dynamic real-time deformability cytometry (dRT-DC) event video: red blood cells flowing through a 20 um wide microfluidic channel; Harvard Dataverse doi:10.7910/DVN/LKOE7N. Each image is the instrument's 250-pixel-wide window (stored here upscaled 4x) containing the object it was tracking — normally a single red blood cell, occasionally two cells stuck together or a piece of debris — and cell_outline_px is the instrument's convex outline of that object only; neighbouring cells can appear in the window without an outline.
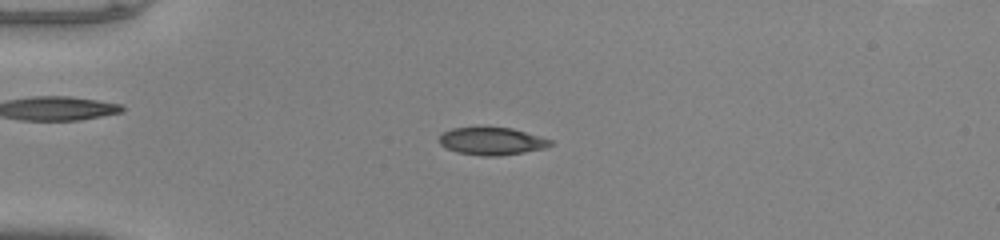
{"species": "common noctule bat (a hibernating species)", "species_latin": "Nyctalus noctula", "temperature_condition": "warm", "stored_images_in_passage": 51, "camera_frame_rate_fps": 3000, "um_per_image_px": 0.085, "animal": {"sex": "male", "body_mass_g": 20.0, "forearm_length_mm": 53.3}, "frame": {"image": 1, "passage_image": 14, "time_ms": 4.333, "image_size_px": [1000, 240], "cell_outline_px": [[552, 144], [544, 148], [524, 152], [500, 156], [484, 156], [456, 152], [440, 144], [440, 136], [444, 132], [452, 128], [512, 128], [552, 140]], "centroid_in_image_um": [41.81, 12.01], "position_along_channel_um": 43.2, "area_um2": 17.51}}
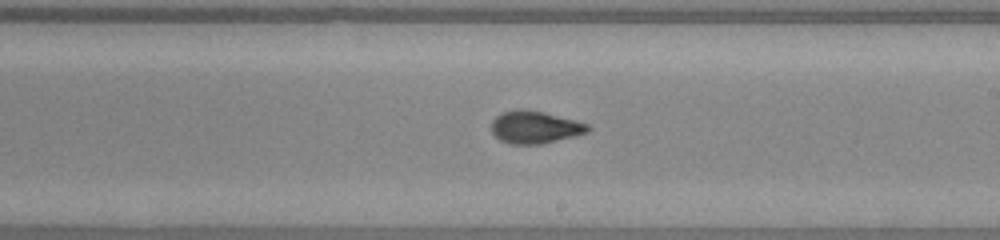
{"frame": {"image": 2, "passage_image": 31, "time_ms": 10.0, "image_size_px": [1000, 240], "cell_outline_px": [[592, 128], [588, 132], [540, 144], [512, 144], [500, 140], [492, 132], [492, 120], [496, 116], [504, 112], [544, 112], [588, 124]], "centroid_in_image_um": [45.49, 10.85], "position_along_channel_um": 243.5, "area_um2": 17.4}}
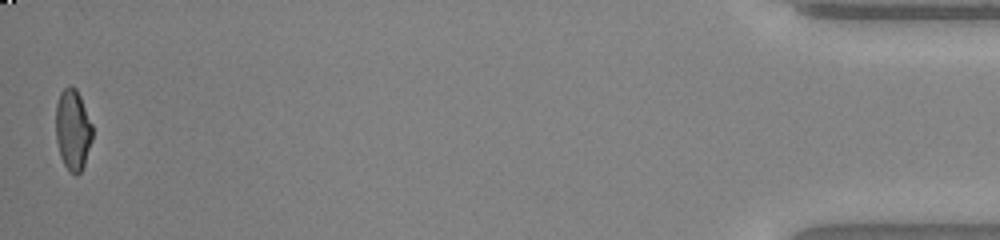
{"frame": {"image": 3, "passage_image": 51, "time_ms": 16.667, "image_size_px": [1000, 240], "cell_outline_px": [[92, 140], [84, 164], [80, 172], [76, 176], [64, 164], [60, 156], [56, 140], [56, 104], [60, 92], [68, 84], [76, 88], [80, 96], [92, 124]], "centroid_in_image_um": [6.18, 11.0], "position_along_channel_um": 429.0, "area_um2": 17.22}, "authors_computed_cell_mechanics": {"area_um2": 18.0336, "velocity_mm_per_s": 4.0958, "shape_relaxation_time_tau1_ms": 8.8993, "shape_relaxation_time_tau2_ms": 0.7727, "deformation_change_tau1": 0.2902, "deformation_change_tau2": 0.054}}